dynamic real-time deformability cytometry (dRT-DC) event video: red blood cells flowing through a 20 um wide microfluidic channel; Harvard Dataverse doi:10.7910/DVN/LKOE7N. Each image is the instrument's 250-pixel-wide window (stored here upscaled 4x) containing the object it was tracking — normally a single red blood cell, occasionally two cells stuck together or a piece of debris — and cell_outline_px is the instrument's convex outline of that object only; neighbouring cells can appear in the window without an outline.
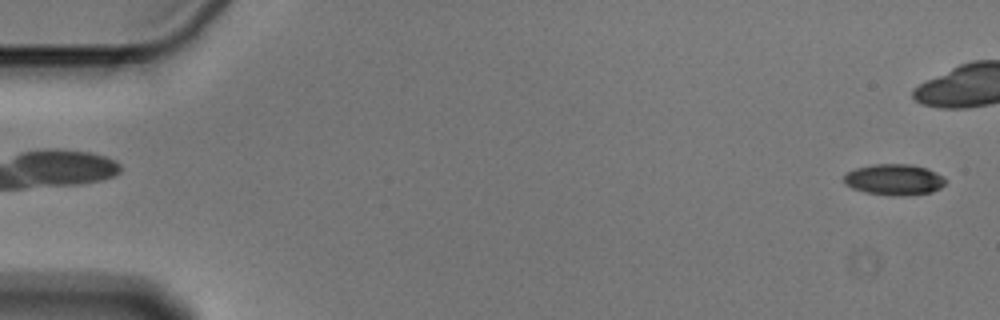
{"species": "Egyptian fruit bat (a non-hibernating species)", "species_latin": "Rousettus aegyptiacus", "temperature_condition": "cold", "stored_images_in_passage": 44, "camera_frame_rate_fps": 3000, "um_per_image_px": 0.085, "animal": {"sex": "male"}, "frame": {"image": 1, "passage_image": 1, "time_ms": 0.0, "image_size_px": [1000, 320], "cell_outline_px": [[948, 180], [940, 188], [932, 192], [908, 196], [892, 196], [864, 192], [852, 188], [844, 184], [844, 176], [848, 172], [856, 168], [872, 164], [908, 164], [928, 168], [944, 176]], "centroid_in_image_um": [76.03, 15.27], "position_along_channel_um": 9.0, "area_um2": 18.67}}
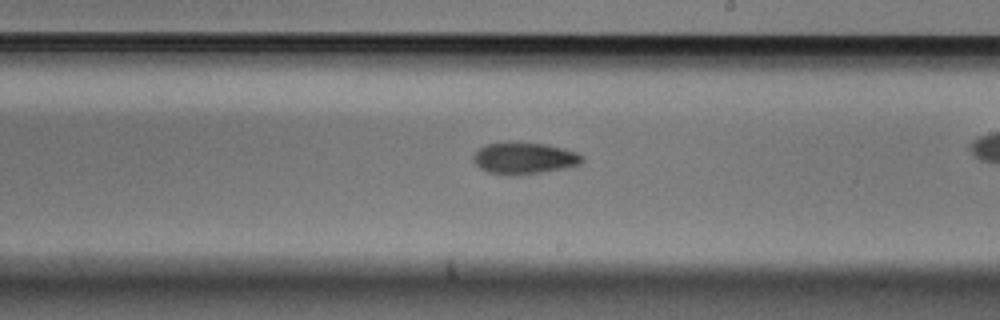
{"frame": {"image": 2, "passage_image": 32, "time_ms": 10.333, "image_size_px": [1000, 320], "cell_outline_px": [[584, 160], [580, 164], [564, 168], [520, 176], [508, 176], [488, 172], [480, 168], [472, 160], [472, 156], [480, 148], [488, 144], [544, 144], [564, 148], [576, 152], [584, 156]], "centroid_in_image_um": [44.58, 13.5], "position_along_channel_um": 244.4, "area_um2": 19.77}}
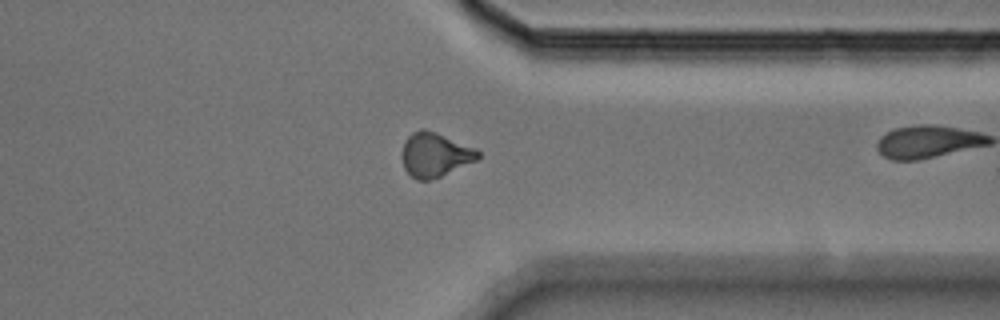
{"frame": {"image": 3, "passage_image": 43, "time_ms": 14.0, "image_size_px": [1000, 320], "cell_outline_px": [[480, 156], [476, 160], [440, 176], [428, 180], [416, 180], [404, 168], [400, 156], [400, 152], [404, 140], [412, 132], [420, 128], [424, 128], [436, 132], [476, 148], [480, 152]], "centroid_in_image_um": [36.92, 13.12], "position_along_channel_um": 374.5, "area_um2": 19.71}}